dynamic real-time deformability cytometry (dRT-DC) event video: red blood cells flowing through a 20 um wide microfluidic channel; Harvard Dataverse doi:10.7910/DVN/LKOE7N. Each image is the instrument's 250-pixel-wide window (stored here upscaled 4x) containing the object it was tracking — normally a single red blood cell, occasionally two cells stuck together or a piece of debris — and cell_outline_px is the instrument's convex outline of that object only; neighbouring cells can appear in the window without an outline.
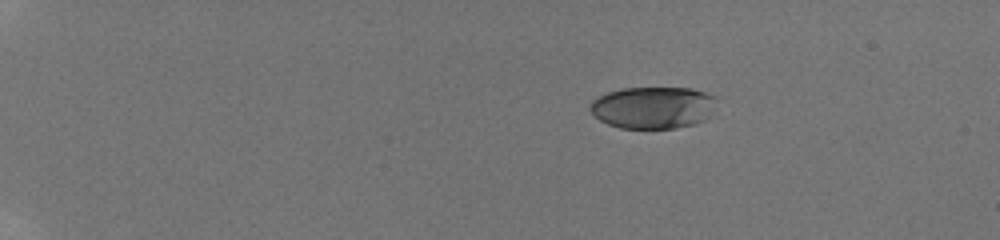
{"species": "human", "species_latin": "Homo sapiens", "temperature_condition": "room temperature", "stored_images_in_passage": 46, "camera_frame_rate_fps": 3000, "um_per_image_px": 0.085, "donor": {"sex": "male"}, "frame": {"image": 1, "passage_image": 1, "time_ms": 0.0, "image_size_px": [1000, 240], "cell_outline_px": [[716, 100], [708, 120], [696, 124], [676, 128], [620, 128], [608, 124], [600, 120], [592, 112], [588, 104], [592, 100], [608, 92], [620, 88], [692, 88], [716, 96]], "centroid_in_image_um": [55.53, 9.14], "position_along_channel_um": 29.5, "area_um2": 31.15}}
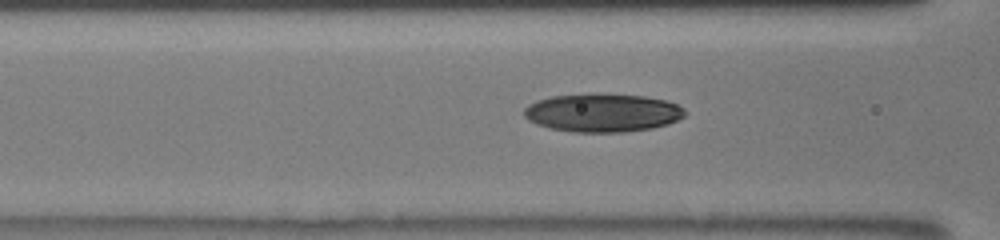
{"frame": {"image": 2, "passage_image": 17, "time_ms": 5.333, "image_size_px": [1000, 240], "cell_outline_px": [[688, 112], [684, 116], [668, 124], [652, 128], [624, 132], [572, 132], [548, 128], [536, 124], [528, 120], [524, 116], [524, 108], [528, 104], [536, 100], [552, 96], [644, 96], [664, 100], [676, 104], [684, 108]], "centroid_in_image_um": [51.2, 9.63], "position_along_channel_um": 115.4, "area_um2": 35.14}}
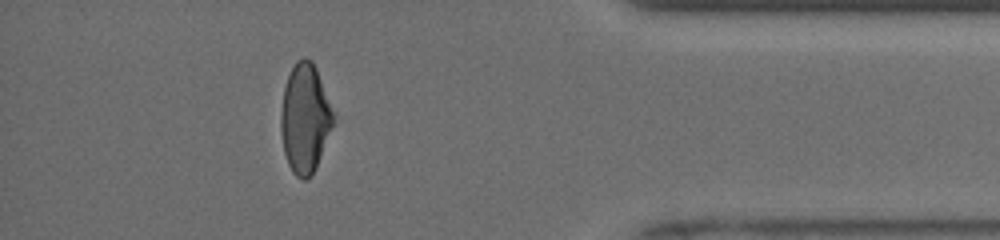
{"frame": {"image": 3, "passage_image": 41, "time_ms": 13.333, "image_size_px": [1000, 240], "cell_outline_px": [[336, 124], [312, 172], [304, 180], [296, 176], [292, 172], [288, 164], [284, 152], [280, 132], [280, 112], [284, 88], [288, 76], [296, 60], [304, 56], [312, 60], [316, 68], [336, 112]], "centroid_in_image_um": [25.95, 10.01], "position_along_channel_um": 409.2, "area_um2": 33.93}, "authors_computed_cell_mechanics": {"area_um2": 34.5355, "velocity_mm_per_s": 3.9804, "shape_relaxation_time_tau1_ms": 5.2747, "shape_relaxation_time_tau2_ms": 1.3525, "deformation_change_tau1": 0.1899, "deformation_change_tau2": 0.0595}}